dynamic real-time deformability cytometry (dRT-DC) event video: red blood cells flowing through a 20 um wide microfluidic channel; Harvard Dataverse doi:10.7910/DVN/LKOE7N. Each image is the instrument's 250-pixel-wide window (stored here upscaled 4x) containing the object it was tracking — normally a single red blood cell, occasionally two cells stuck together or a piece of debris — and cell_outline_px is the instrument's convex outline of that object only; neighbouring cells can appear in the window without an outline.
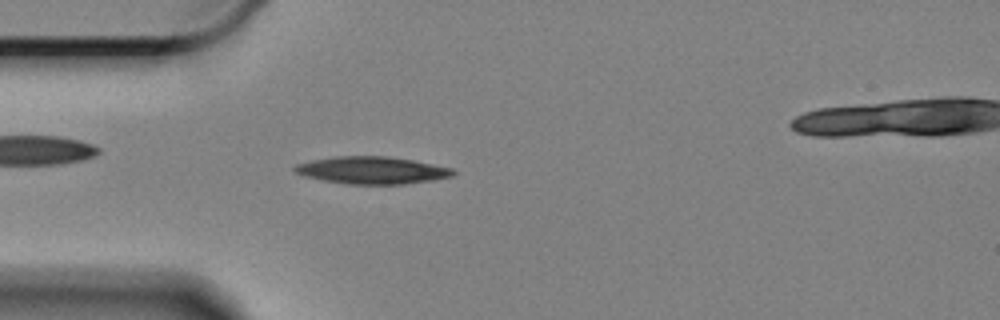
{"species": "Egyptian fruit bat (a non-hibernating species)", "species_latin": "Rousettus aegyptiacus", "temperature_condition": "cold", "stored_images_in_passage": 54, "camera_frame_rate_fps": 3000, "um_per_image_px": 0.085, "animal": {"sex": "female"}, "frame": {"image": 1, "passage_image": 13, "time_ms": 4.0, "image_size_px": [1000, 320], "cell_outline_px": [[456, 172], [452, 176], [432, 180], [404, 184], [348, 184], [324, 180], [308, 176], [296, 172], [292, 168], [296, 164], [312, 160], [336, 156], [388, 156], [412, 160], [452, 168]], "centroid_in_image_um": [31.63, 14.47], "position_along_channel_um": 53.4, "area_um2": 24.91}}
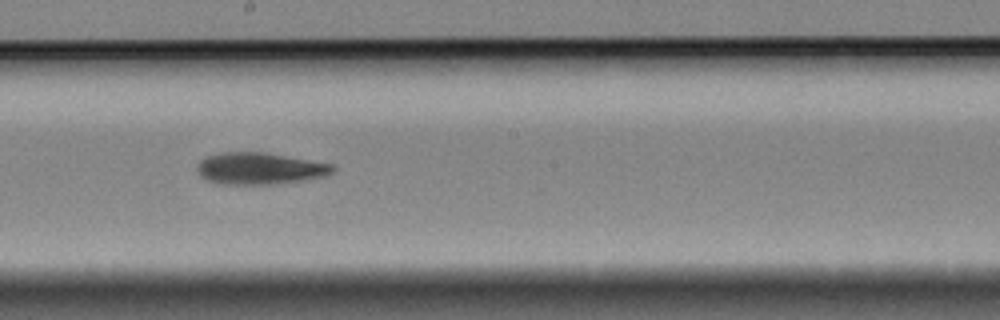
{"frame": {"image": 2, "passage_image": 29, "time_ms": 9.333, "image_size_px": [1000, 320], "cell_outline_px": [[336, 168], [332, 172], [324, 176], [276, 184], [216, 184], [200, 176], [196, 168], [196, 164], [204, 156], [224, 152], [264, 152], [332, 164]], "centroid_in_image_um": [22.0, 14.32], "position_along_channel_um": 226.2, "area_um2": 25.09}}
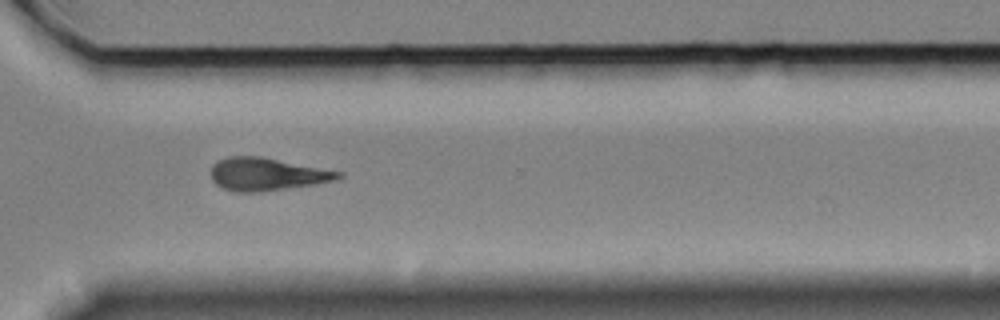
{"frame": {"image": 3, "passage_image": 40, "time_ms": 13.0, "image_size_px": [1000, 320], "cell_outline_px": [[344, 176], [332, 180], [312, 184], [260, 192], [236, 192], [224, 188], [216, 184], [212, 180], [212, 164], [228, 156], [260, 156], [344, 172]], "centroid_in_image_um": [22.67, 14.8], "position_along_channel_um": 347.9, "area_um2": 24.04}}